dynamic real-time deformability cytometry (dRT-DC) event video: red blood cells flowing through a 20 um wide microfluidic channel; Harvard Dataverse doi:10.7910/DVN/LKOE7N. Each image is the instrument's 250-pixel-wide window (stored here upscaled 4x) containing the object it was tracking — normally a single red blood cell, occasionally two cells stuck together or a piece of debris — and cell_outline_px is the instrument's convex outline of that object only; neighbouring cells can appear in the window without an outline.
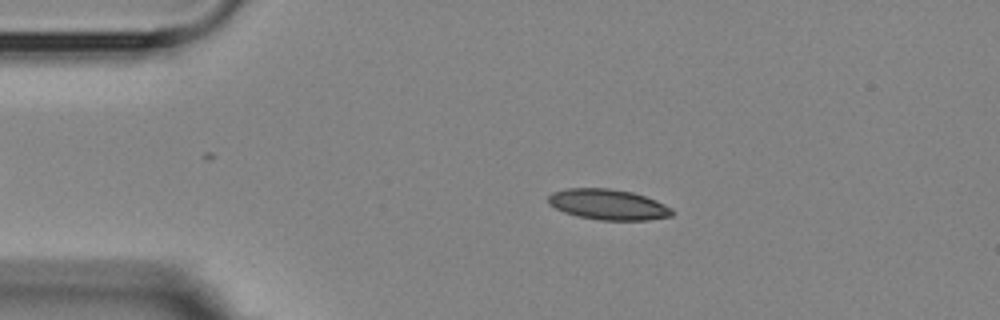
{"species": "Egyptian fruit bat (a non-hibernating species)", "species_latin": "Rousettus aegyptiacus", "temperature_condition": "room temperature", "stored_images_in_passage": 14, "camera_frame_rate_fps": 3000, "um_per_image_px": 0.085, "animal": {"sex": "female"}, "frame": {"image": 1, "passage_image": 3, "time_ms": 2.333, "image_size_px": [1000, 320], "cell_outline_px": [[672, 216], [648, 220], [600, 220], [576, 216], [564, 212], [548, 204], [548, 196], [552, 192], [568, 188], [608, 188], [632, 192], [656, 200], [672, 208]], "centroid_in_image_um": [51.67, 17.38], "position_along_channel_um": 33.3, "area_um2": 22.08}}
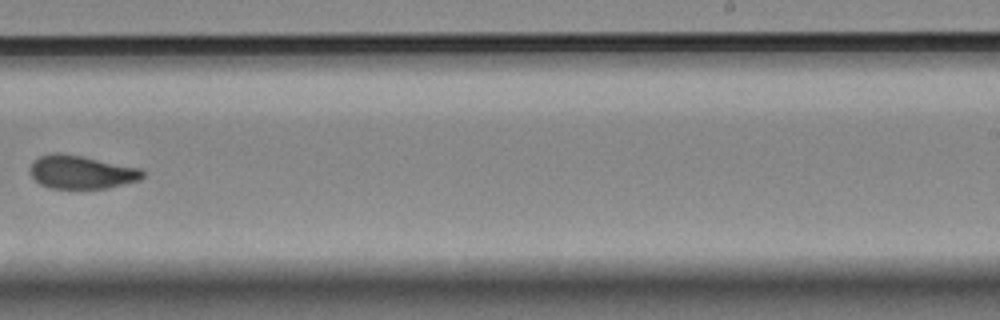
{"frame": {"image": 2, "passage_image": 9, "time_ms": 10.333, "image_size_px": [1000, 320], "cell_outline_px": [[144, 176], [140, 180], [108, 188], [52, 188], [40, 184], [28, 172], [28, 168], [32, 160], [40, 156], [56, 152], [60, 152], [140, 168], [144, 172]], "centroid_in_image_um": [6.87, 14.62], "position_along_channel_um": 282.1, "area_um2": 21.85}}
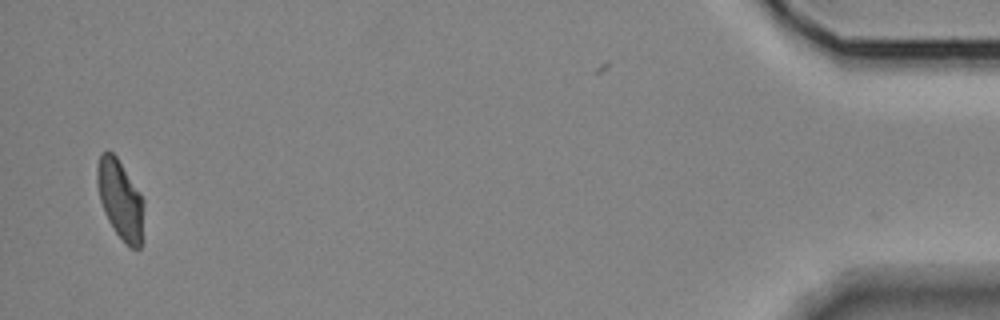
{"frame": {"image": 3, "passage_image": 14, "time_ms": 16.667, "image_size_px": [1000, 320], "cell_outline_px": [[144, 204], [140, 248], [128, 248], [124, 244], [108, 220], [104, 212], [100, 200], [96, 180], [96, 168], [100, 156], [108, 148], [116, 156], [140, 192], [144, 200]], "centroid_in_image_um": [10.22, 16.95], "position_along_channel_um": 425.0, "area_um2": 21.56}, "authors_computed_cell_mechanics": {"area_um2": 21.9351, "velocity_mm_per_s": 3.6035, "shape_relaxation_time_tau1_ms": 4.5766, "shape_relaxation_time_tau2_ms": 1.2503, "deformation_change_tau1": 0.0996, "deformation_change_tau2": 0.0587}}